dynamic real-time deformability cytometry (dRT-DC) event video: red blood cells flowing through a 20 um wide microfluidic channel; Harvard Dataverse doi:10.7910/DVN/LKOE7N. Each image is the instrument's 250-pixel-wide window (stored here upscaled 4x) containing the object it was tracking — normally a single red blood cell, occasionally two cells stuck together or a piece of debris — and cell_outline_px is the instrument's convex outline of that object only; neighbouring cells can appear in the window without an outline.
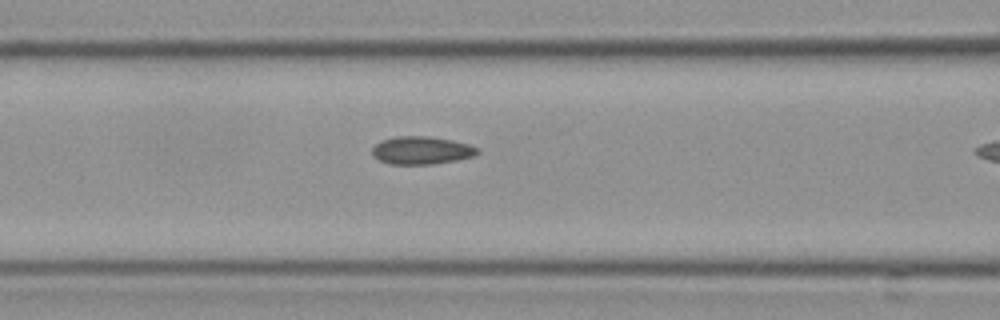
{"species": "Egyptian fruit bat (a non-hibernating species)", "species_latin": "Rousettus aegyptiacus", "temperature_condition": "cold", "stored_images_in_passage": 40, "camera_frame_rate_fps": 3000, "um_per_image_px": 0.085, "frame": {"image": 1, "passage_image": 18, "time_ms": 5.667, "image_size_px": [1000, 320], "cell_outline_px": [[480, 152], [476, 156], [456, 160], [432, 164], [388, 164], [372, 156], [372, 148], [380, 140], [396, 136], [428, 136], [452, 140], [468, 144], [480, 148]], "centroid_in_image_um": [35.84, 12.78], "position_along_channel_um": 130.8, "area_um2": 17.28}}
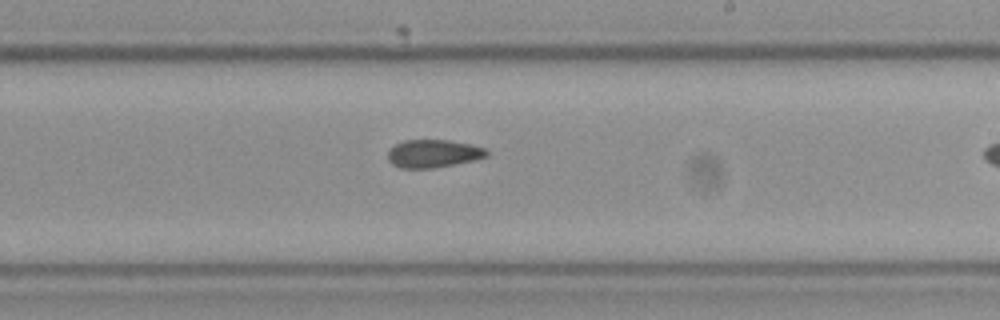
{"frame": {"image": 2, "passage_image": 28, "time_ms": 9.0, "image_size_px": [1000, 320], "cell_outline_px": [[488, 156], [476, 160], [432, 168], [400, 168], [392, 164], [388, 160], [388, 152], [396, 144], [404, 140], [448, 140], [472, 144], [484, 148], [488, 152]], "centroid_in_image_um": [36.85, 13.05], "position_along_channel_um": 252.2, "area_um2": 16.07}}
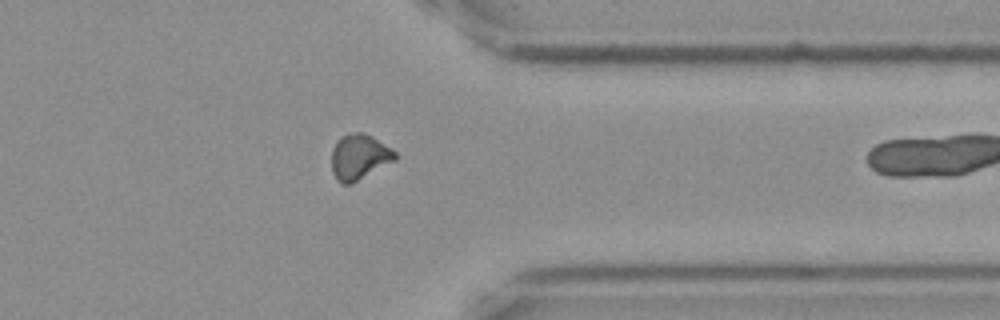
{"frame": {"image": 3, "passage_image": 39, "time_ms": 12.667, "image_size_px": [1000, 320], "cell_outline_px": [[396, 160], [352, 184], [340, 184], [336, 180], [332, 172], [332, 148], [336, 140], [340, 136], [352, 132], [360, 132], [372, 136], [392, 148], [396, 152]], "centroid_in_image_um": [30.52, 13.34], "position_along_channel_um": 380.9, "area_um2": 17.11}}